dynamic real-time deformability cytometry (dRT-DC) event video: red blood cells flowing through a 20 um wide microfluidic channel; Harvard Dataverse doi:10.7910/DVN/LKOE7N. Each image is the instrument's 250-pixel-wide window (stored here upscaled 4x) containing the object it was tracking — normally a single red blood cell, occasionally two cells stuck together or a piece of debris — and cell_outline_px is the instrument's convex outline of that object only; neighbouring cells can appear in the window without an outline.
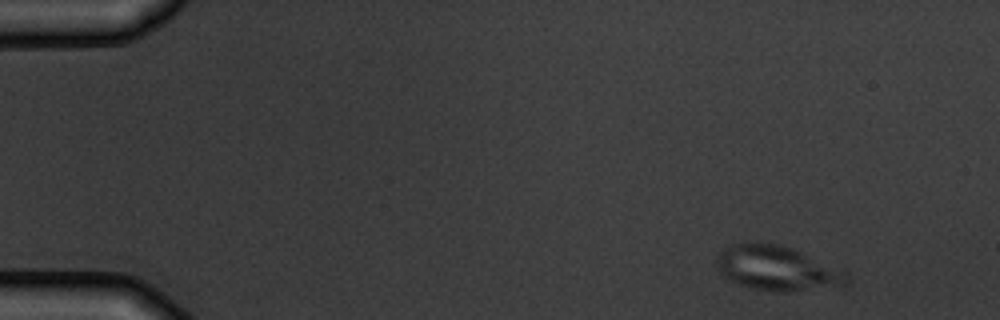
{"species": "common noctule bat (a hibernating species)", "species_latin": "Nyctalus noctula", "temperature_condition": "warm", "stored_images_in_passage": 5, "camera_frame_rate_fps": 3000, "um_per_image_px": 0.085, "animal": {"sex": "male", "body_mass_g": 19.5, "forearm_length_mm": 54.6}, "frame": {"image": 1, "passage_image": 1, "time_ms": 0.0, "image_size_px": [1000, 320], "cell_outline_px": [[848, 280], [844, 288], [788, 292], [776, 292], [752, 288], [740, 284], [724, 276], [720, 272], [716, 260], [716, 252], [732, 244], [752, 240], [780, 244], [844, 268], [848, 272]], "centroid_in_image_um": [66.14, 22.8], "position_along_channel_um": 18.9, "area_um2": 35.14}}